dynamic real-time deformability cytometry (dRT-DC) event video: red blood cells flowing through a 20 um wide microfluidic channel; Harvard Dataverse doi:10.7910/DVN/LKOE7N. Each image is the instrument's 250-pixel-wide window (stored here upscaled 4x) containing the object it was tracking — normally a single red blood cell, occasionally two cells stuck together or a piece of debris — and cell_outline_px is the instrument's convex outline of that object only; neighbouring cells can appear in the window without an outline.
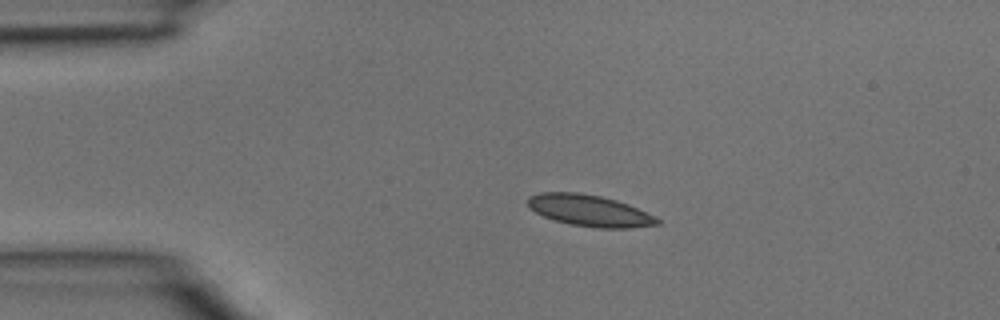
{"species": "common noctule bat (a hibernating species)", "species_latin": "Nyctalus noctula", "temperature_condition": "room temperature", "stored_images_in_passage": 3, "camera_frame_rate_fps": 3000, "um_per_image_px": 0.085, "animal": {"sex": "male", "body_mass_g": 15.6}, "frame": {"image": 1, "passage_image": 2, "time_ms": 0.333, "image_size_px": [1000, 320], "cell_outline_px": [[660, 224], [632, 228], [600, 228], [572, 224], [556, 220], [544, 216], [528, 208], [528, 196], [540, 192], [576, 192], [600, 196], [616, 200], [628, 204], [656, 216], [660, 220]], "centroid_in_image_um": [50.13, 17.89], "position_along_channel_um": 34.9, "area_um2": 23.64}}